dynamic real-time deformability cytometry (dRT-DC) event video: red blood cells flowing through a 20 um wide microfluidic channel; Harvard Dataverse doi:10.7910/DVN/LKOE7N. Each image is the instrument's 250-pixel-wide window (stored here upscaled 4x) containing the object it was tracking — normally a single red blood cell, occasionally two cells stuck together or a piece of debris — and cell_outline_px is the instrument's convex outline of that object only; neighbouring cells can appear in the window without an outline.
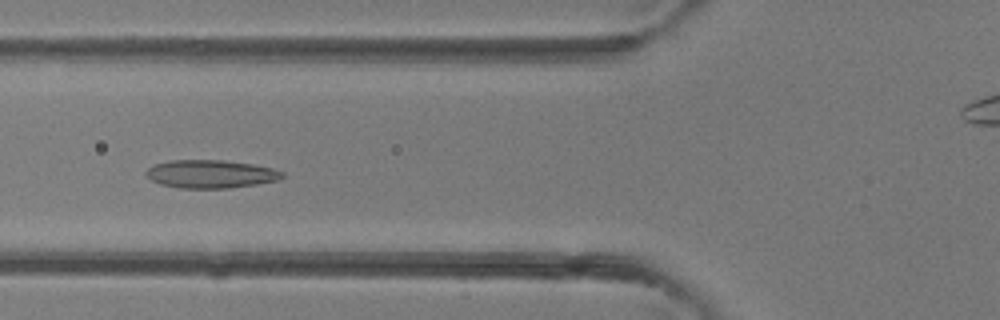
{"species": "common noctule bat (a hibernating species)", "species_latin": "Nyctalus noctula", "temperature_condition": "room temperature", "stored_images_in_passage": 30, "camera_frame_rate_fps": 3000, "um_per_image_px": 0.085, "animal": {"sex": "female"}, "frame": {"image": 1, "passage_image": 4, "time_ms": 1.0, "image_size_px": [1000, 320], "cell_outline_px": [[284, 176], [276, 180], [256, 184], [228, 188], [180, 188], [160, 184], [152, 180], [144, 172], [148, 168], [156, 164], [172, 160], [220, 160], [252, 164], [272, 168], [284, 172]], "centroid_in_image_um": [17.9, 14.79], "position_along_channel_um": 107.9, "area_um2": 22.08}}
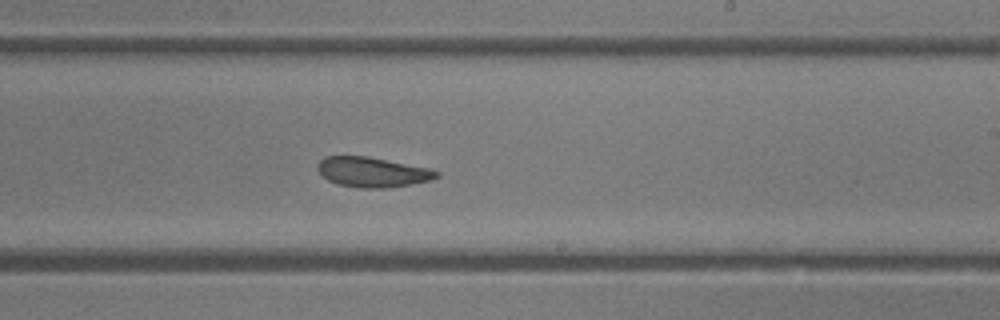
{"frame": {"image": 2, "passage_image": 13, "time_ms": 4.0, "image_size_px": [1000, 320], "cell_outline_px": [[440, 176], [432, 180], [388, 188], [360, 188], [336, 184], [328, 180], [316, 168], [320, 160], [324, 156], [368, 156], [428, 168], [440, 172]], "centroid_in_image_um": [31.66, 14.63], "position_along_channel_um": 257.3, "area_um2": 20.81}}
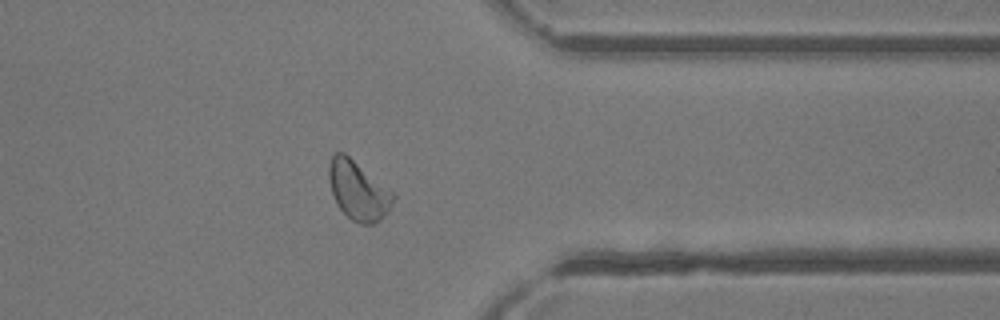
{"frame": {"image": 3, "passage_image": 21, "time_ms": 6.667, "image_size_px": [1000, 320], "cell_outline_px": [[396, 196], [388, 212], [380, 220], [372, 224], [360, 224], [352, 220], [340, 208], [332, 192], [328, 176], [328, 164], [332, 156], [336, 152], [344, 152], [396, 192]], "centroid_in_image_um": [30.49, 16.17], "position_along_channel_um": 380.9, "area_um2": 22.31}}